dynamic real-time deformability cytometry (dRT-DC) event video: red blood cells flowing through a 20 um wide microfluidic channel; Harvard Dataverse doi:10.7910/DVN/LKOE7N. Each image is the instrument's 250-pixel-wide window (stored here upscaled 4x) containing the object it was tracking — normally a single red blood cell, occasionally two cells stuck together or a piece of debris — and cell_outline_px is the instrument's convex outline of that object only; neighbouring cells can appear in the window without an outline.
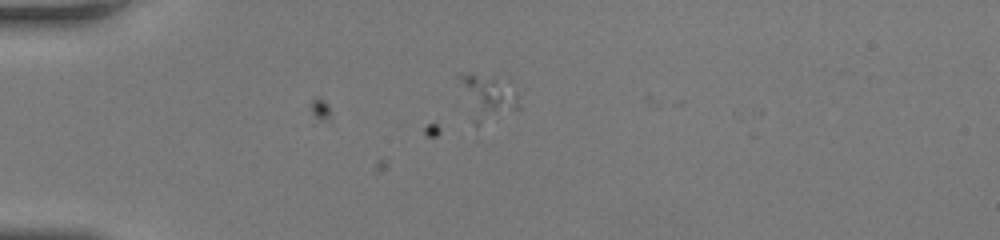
{"species": "human", "species_latin": "Homo sapiens", "temperature_condition": "room temperature", "stored_images_in_passage": 4, "camera_frame_rate_fps": 3000, "um_per_image_px": 0.085, "donor": {"sex": "female"}, "frame": {"image": 1, "passage_image": 2, "time_ms": 0.333, "image_size_px": [1000, 240], "cell_outline_px": [[524, 88], [520, 108], [480, 124], [476, 124], [472, 120], [456, 76], [460, 72], [512, 80]], "centroid_in_image_um": [41.59, 8.17], "position_along_channel_um": 43.4, "area_um2": 16.82}}